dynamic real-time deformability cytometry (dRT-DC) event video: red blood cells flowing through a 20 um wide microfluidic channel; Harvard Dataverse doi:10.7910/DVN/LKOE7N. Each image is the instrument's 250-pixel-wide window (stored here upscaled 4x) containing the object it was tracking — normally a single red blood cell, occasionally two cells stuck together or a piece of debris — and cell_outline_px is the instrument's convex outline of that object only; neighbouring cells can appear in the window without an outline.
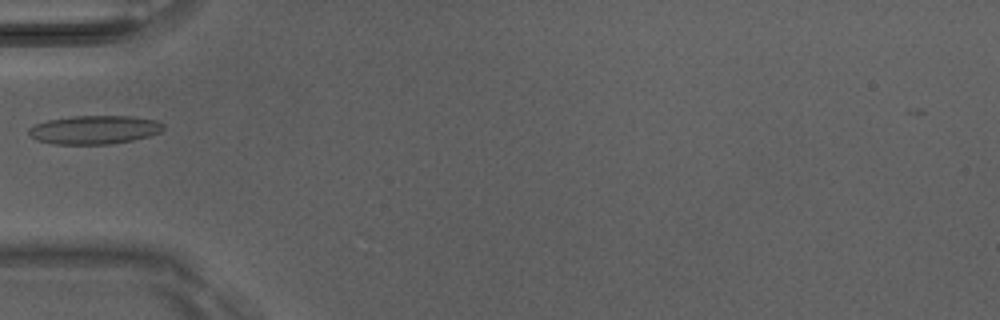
{"species": "Egyptian fruit bat (a non-hibernating species)", "species_latin": "Rousettus aegyptiacus", "temperature_condition": "room temperature", "stored_images_in_passage": 2, "camera_frame_rate_fps": 3000, "um_per_image_px": 0.085, "animal": {"sex": "male"}, "frame": {"image": 1, "passage_image": 2, "time_ms": 0.333, "image_size_px": [1000, 320], "cell_outline_px": [[164, 128], [160, 132], [148, 136], [132, 140], [112, 144], [56, 144], [36, 140], [28, 132], [28, 128], [36, 124], [48, 120], [72, 116], [128, 116], [156, 120], [164, 124]], "centroid_in_image_um": [8.03, 11.03], "position_along_channel_um": 77.0, "area_um2": 22.31}}